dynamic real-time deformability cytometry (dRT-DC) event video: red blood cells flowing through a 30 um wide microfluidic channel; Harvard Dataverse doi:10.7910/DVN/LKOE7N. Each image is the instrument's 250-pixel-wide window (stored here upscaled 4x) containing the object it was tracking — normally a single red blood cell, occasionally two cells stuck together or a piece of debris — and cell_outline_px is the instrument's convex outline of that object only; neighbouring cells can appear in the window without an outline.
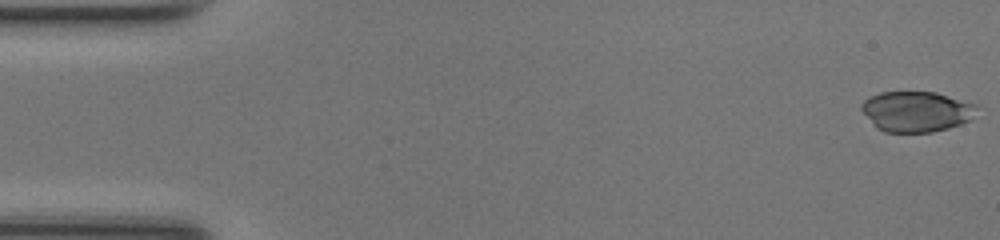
{"species": "common noctule bat (a hibernating species)", "species_latin": "Nyctalus noctula", "temperature_condition": "room temperature", "stored_images_in_passage": 42, "camera_frame_rate_fps": 3000, "um_per_image_px": 0.085, "animal": {"sex": "female", "body_mass_g": 17.0, "forearm_length_mm": 48.0}, "frame": {"image": 1, "passage_image": 1, "time_ms": 0.0, "image_size_px": [1000, 240], "cell_outline_px": [[976, 108], [972, 120], [948, 128], [932, 132], [884, 132], [876, 128], [872, 124], [860, 108], [860, 104], [864, 100], [880, 92], [936, 92], [976, 104]], "centroid_in_image_um": [77.88, 9.48], "position_along_channel_um": 7.1, "area_um2": 27.22}}
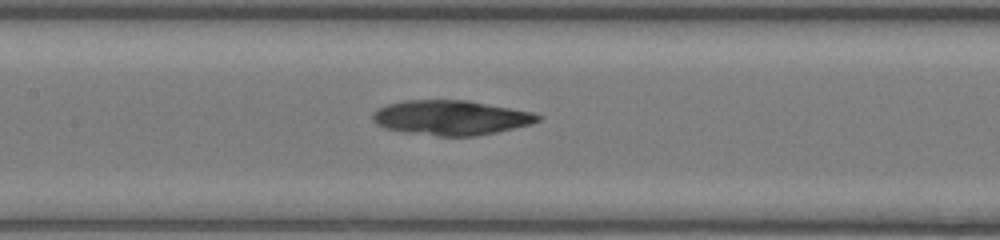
{"frame": {"image": 2, "passage_image": 23, "time_ms": 7.333, "image_size_px": [1000, 240], "cell_outline_px": [[540, 120], [532, 124], [496, 132], [476, 136], [440, 136], [404, 132], [384, 128], [376, 124], [372, 120], [372, 112], [376, 108], [388, 104], [404, 100], [468, 100], [532, 112], [540, 116]], "centroid_in_image_um": [38.28, 10.0], "position_along_channel_um": 169.1, "area_um2": 33.52}}
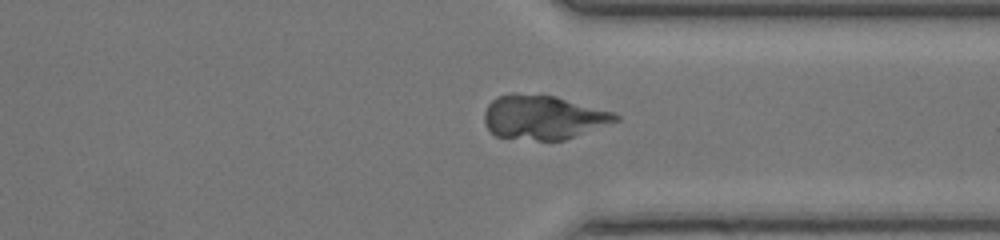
{"frame": {"image": 3, "passage_image": 37, "time_ms": 12.0, "image_size_px": [1000, 240], "cell_outline_px": [[620, 120], [564, 140], [536, 140], [496, 136], [488, 128], [484, 120], [484, 112], [488, 104], [496, 96], [512, 92], [556, 96], [612, 112], [620, 116]], "centroid_in_image_um": [46.15, 9.95], "position_along_channel_um": 365.3, "area_um2": 33.7}}